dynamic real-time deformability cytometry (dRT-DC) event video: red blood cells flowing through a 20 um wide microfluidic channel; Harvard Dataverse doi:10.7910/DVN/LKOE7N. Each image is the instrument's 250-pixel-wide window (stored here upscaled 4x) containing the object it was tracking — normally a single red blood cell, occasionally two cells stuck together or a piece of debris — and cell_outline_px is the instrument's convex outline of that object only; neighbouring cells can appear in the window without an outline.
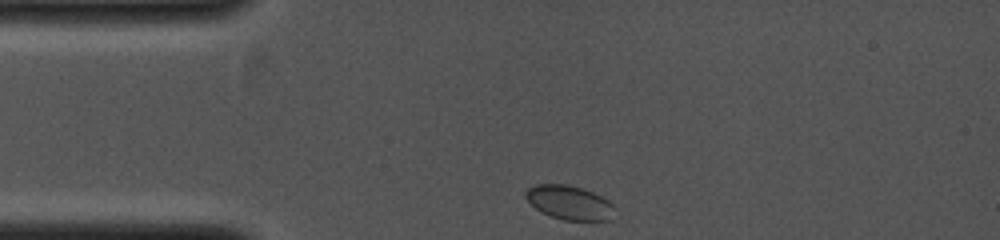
{"species": "common noctule bat (a hibernating species)", "species_latin": "Nyctalus noctula", "temperature_condition": "cold", "stored_images_in_passage": 29, "camera_frame_rate_fps": 4000, "um_per_image_px": 0.085, "animal": {"sex": "female", "body_mass_g": 19.0, "forearm_length_mm": 53.3}, "frame": {"image": 1, "passage_image": 1, "time_ms": 0.0, "image_size_px": [1000, 240], "cell_outline_px": [[616, 208], [612, 220], [564, 220], [552, 216], [536, 208], [524, 196], [524, 192], [528, 188], [536, 184], [568, 184], [592, 192], [608, 200]], "centroid_in_image_um": [48.42, 17.21], "position_along_channel_um": 36.6, "area_um2": 17.57}}
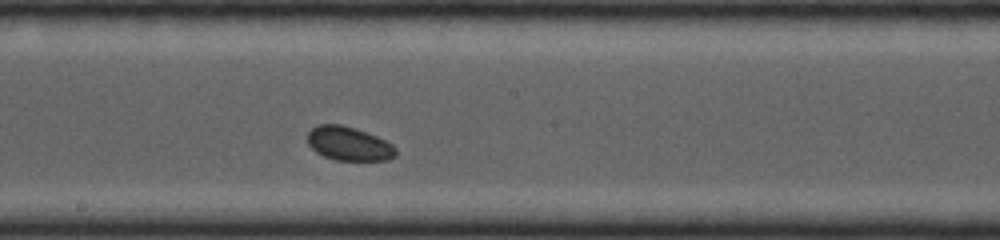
{"frame": {"image": 2, "passage_image": 15, "time_ms": 3.5, "image_size_px": [1000, 240], "cell_outline_px": [[396, 156], [388, 160], [336, 160], [324, 156], [316, 152], [308, 144], [308, 132], [316, 124], [340, 124], [356, 128], [376, 136], [392, 144], [396, 148]], "centroid_in_image_um": [29.64, 12.2], "position_along_channel_um": 218.6, "area_um2": 17.46}}
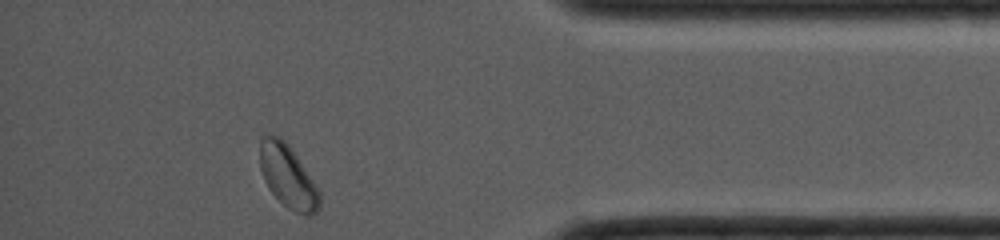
{"frame": {"image": 3, "passage_image": 29, "time_ms": 7.0, "image_size_px": [1000, 240], "cell_outline_px": [[320, 208], [312, 216], [308, 216], [296, 212], [288, 208], [268, 188], [264, 180], [260, 168], [260, 140], [264, 136], [280, 136], [288, 144], [320, 192]], "centroid_in_image_um": [24.47, 15.02], "position_along_channel_um": 410.7, "area_um2": 21.5}}